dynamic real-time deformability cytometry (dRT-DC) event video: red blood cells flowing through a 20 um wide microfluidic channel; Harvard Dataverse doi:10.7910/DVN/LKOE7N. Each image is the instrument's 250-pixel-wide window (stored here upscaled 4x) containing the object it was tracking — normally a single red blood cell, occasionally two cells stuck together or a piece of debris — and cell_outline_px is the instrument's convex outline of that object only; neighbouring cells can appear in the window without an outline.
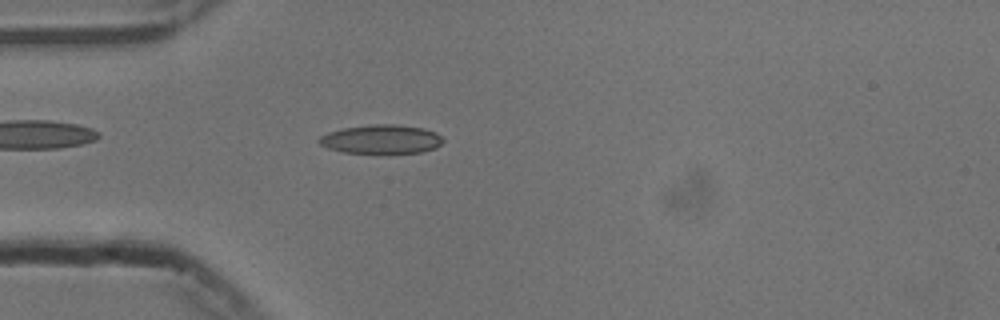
{"species": "common noctule bat (a hibernating species)", "species_latin": "Nyctalus noctula", "temperature_condition": "cold", "stored_images_in_passage": 41, "camera_frame_rate_fps": 3000, "um_per_image_px": 0.085, "animal": {"sex": "male", "body_mass_g": 13.3}, "frame": {"image": 1, "passage_image": 2, "time_ms": 0.333, "image_size_px": [1000, 320], "cell_outline_px": [[444, 140], [436, 148], [420, 152], [388, 156], [344, 152], [328, 148], [320, 144], [316, 140], [320, 136], [328, 132], [344, 128], [372, 124], [392, 124], [424, 128], [436, 132]], "centroid_in_image_um": [32.41, 11.88], "position_along_channel_um": 52.6, "area_um2": 21.68}}
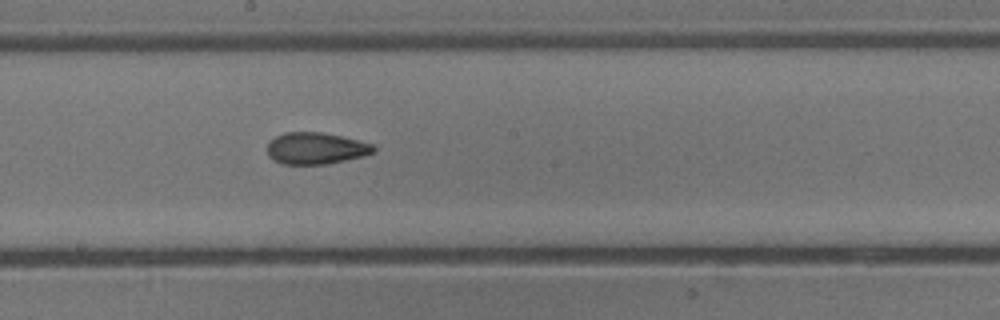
{"frame": {"image": 2, "passage_image": 16, "time_ms": 5.0, "image_size_px": [1000, 320], "cell_outline_px": [[376, 152], [364, 156], [328, 164], [284, 164], [268, 156], [268, 144], [276, 136], [284, 132], [320, 132], [340, 136], [372, 144], [376, 148]], "centroid_in_image_um": [26.87, 12.61], "position_along_channel_um": 221.3, "area_um2": 19.48}}
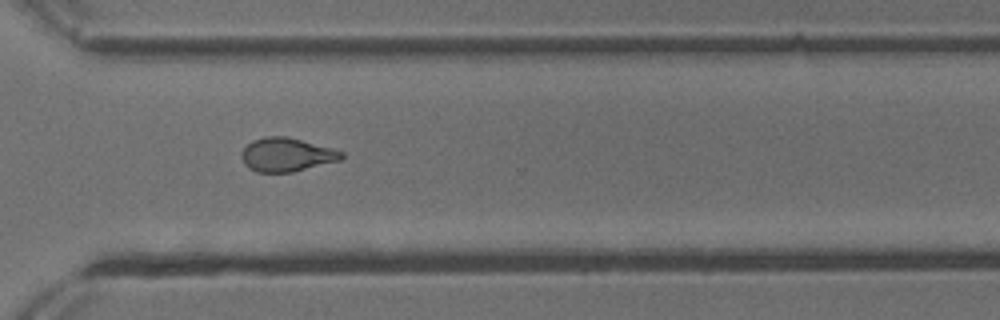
{"frame": {"image": 3, "passage_image": 26, "time_ms": 8.333, "image_size_px": [1000, 320], "cell_outline_px": [[344, 156], [340, 160], [292, 172], [256, 172], [248, 168], [244, 164], [240, 152], [252, 140], [264, 136], [284, 136], [332, 148], [344, 152]], "centroid_in_image_um": [24.33, 13.15], "position_along_channel_um": 346.3, "area_um2": 19.54}, "authors_computed_cell_mechanics": {"area_um2": 19.652, "velocity_mm_per_s": 3.7696, "shape_relaxation_time_tau1_ms": 6.2246, "shape_relaxation_time_tau2_ms": 2.4264, "deformation_change_tau1": 0.1649, "deformation_change_tau2": 0.0816}}